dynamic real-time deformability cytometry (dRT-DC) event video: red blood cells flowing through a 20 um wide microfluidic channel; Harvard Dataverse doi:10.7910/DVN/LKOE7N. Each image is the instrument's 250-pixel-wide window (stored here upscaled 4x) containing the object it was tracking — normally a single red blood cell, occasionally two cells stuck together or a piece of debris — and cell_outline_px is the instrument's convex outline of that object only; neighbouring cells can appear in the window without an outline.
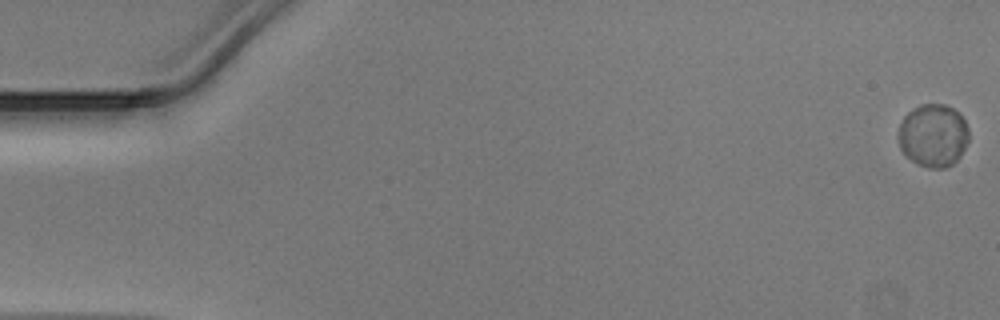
{"species": "Egyptian fruit bat (a non-hibernating species)", "species_latin": "Rousettus aegyptiacus", "temperature_condition": "warm", "stored_images_in_passage": 50, "camera_frame_rate_fps": 3000, "um_per_image_px": 0.085, "animal": {"sex": "male"}, "frame": {"image": 1, "passage_image": 1, "time_ms": 0.0, "image_size_px": [1000, 320], "cell_outline_px": [[968, 140], [960, 156], [952, 164], [944, 168], [928, 168], [916, 164], [900, 148], [896, 136], [900, 124], [904, 116], [912, 108], [920, 104], [944, 104], [960, 112], [968, 128]], "centroid_in_image_um": [79.3, 11.5], "position_along_channel_um": 5.7, "area_um2": 26.07}}
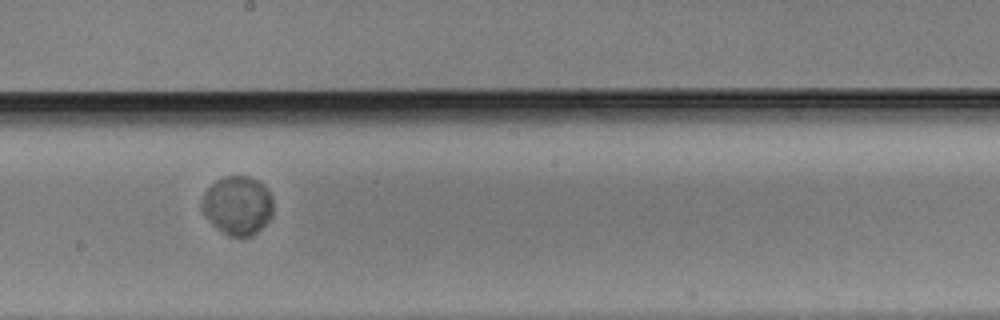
{"frame": {"image": 2, "passage_image": 29, "time_ms": 9.333, "image_size_px": [1000, 320], "cell_outline_px": [[272, 216], [252, 236], [244, 240], [240, 240], [228, 236], [216, 228], [212, 224], [200, 208], [200, 204], [204, 192], [216, 180], [224, 176], [248, 176], [260, 180], [264, 184], [272, 196]], "centroid_in_image_um": [20.19, 17.49], "position_along_channel_um": 228.0, "area_um2": 25.03}}
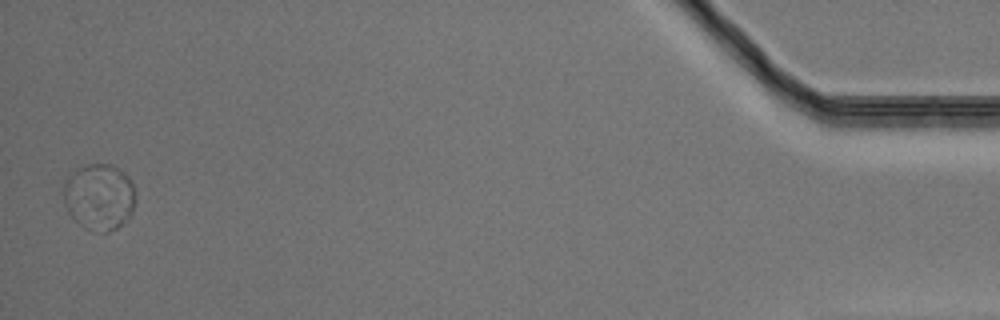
{"frame": {"image": 3, "passage_image": 50, "time_ms": 16.333, "image_size_px": [1000, 320], "cell_outline_px": [[136, 200], [132, 212], [128, 220], [116, 228], [108, 232], [92, 232], [84, 228], [68, 212], [64, 204], [64, 184], [68, 176], [80, 168], [88, 164], [112, 164], [124, 172], [128, 176], [132, 184]], "centroid_in_image_um": [8.45, 16.75], "position_along_channel_um": 426.7, "area_um2": 27.98}}